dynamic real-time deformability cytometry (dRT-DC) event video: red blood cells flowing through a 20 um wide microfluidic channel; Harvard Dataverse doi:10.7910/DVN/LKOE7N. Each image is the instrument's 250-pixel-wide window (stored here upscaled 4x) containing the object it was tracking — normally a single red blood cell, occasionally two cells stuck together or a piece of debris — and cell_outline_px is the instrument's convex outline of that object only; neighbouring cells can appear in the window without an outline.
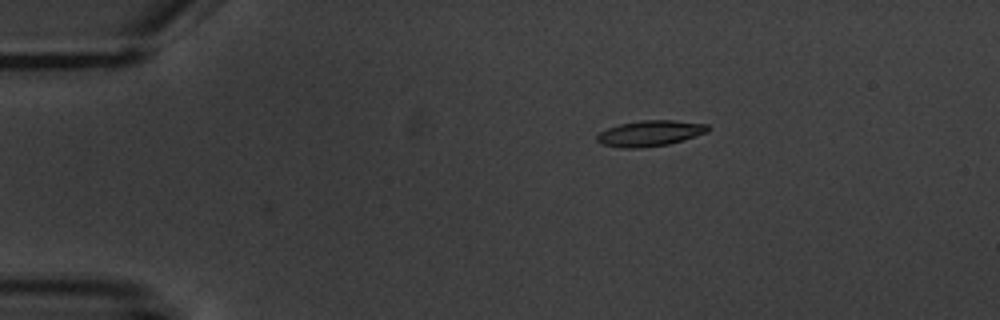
{"species": "common noctule bat (a hibernating species)", "species_latin": "Nyctalus noctula", "temperature_condition": "warm", "stored_images_in_passage": 4, "camera_frame_rate_fps": 3000, "um_per_image_px": 0.085, "animal": {"sex": "male", "body_mass_g": 20.1, "forearm_length_mm": 53.5}, "frame": {"image": 1, "passage_image": 1, "time_ms": 0.0, "image_size_px": [1000, 320], "cell_outline_px": [[708, 132], [668, 144], [636, 148], [620, 148], [600, 144], [596, 140], [596, 136], [600, 132], [608, 128], [620, 124], [640, 120], [672, 120], [708, 124]], "centroid_in_image_um": [55.21, 11.33], "position_along_channel_um": 29.8, "area_um2": 16.53}}